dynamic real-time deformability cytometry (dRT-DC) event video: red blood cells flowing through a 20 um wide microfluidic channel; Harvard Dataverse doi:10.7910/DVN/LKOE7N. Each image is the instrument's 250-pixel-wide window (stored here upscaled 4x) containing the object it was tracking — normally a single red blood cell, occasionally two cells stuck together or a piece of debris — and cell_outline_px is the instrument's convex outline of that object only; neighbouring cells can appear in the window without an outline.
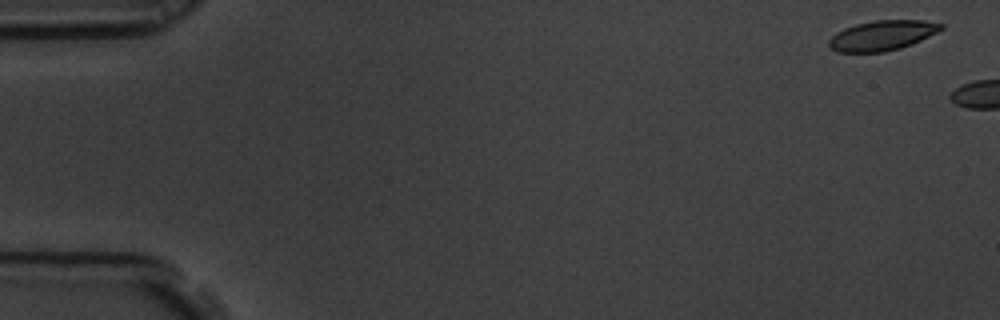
{"species": "common noctule bat (a hibernating species)", "species_latin": "Nyctalus noctula", "temperature_condition": "room temperature", "stored_images_in_passage": 2, "camera_frame_rate_fps": 3000, "um_per_image_px": 0.085, "animal": {"sex": "male", "body_mass_g": 19.5, "forearm_length_mm": 54.6}, "frame": {"image": 1, "passage_image": 1, "time_ms": 0.0, "image_size_px": [1000, 320], "cell_outline_px": [[944, 28], [912, 44], [900, 48], [884, 52], [836, 52], [828, 48], [828, 40], [836, 32], [844, 28], [856, 24], [872, 20], [924, 20], [944, 24]], "centroid_in_image_um": [74.94, 3.01], "position_along_channel_um": 10.1, "area_um2": 19.71}}